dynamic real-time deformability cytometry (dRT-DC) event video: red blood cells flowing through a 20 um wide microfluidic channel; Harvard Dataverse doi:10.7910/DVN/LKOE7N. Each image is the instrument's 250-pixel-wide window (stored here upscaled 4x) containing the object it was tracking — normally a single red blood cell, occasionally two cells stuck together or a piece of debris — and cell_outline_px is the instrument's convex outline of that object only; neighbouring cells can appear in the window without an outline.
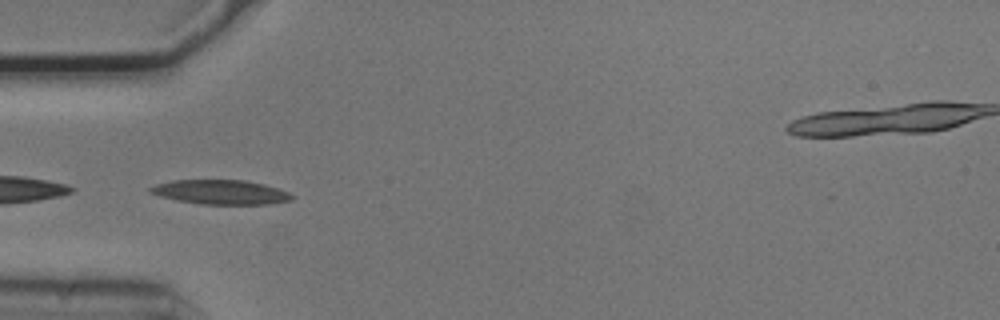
{"species": "common noctule bat (a hibernating species)", "species_latin": "Nyctalus noctula", "temperature_condition": "cold", "stored_images_in_passage": 43, "camera_frame_rate_fps": 3000, "um_per_image_px": 0.085, "animal": {"sex": "male", "body_mass_g": 20.5, "forearm_length_mm": 52.5}, "frame": {"image": 1, "passage_image": 8, "time_ms": 2.333, "image_size_px": [1000, 320], "cell_outline_px": [[296, 196], [292, 200], [268, 204], [200, 204], [176, 200], [160, 196], [148, 192], [148, 188], [156, 184], [172, 180], [244, 180], [264, 184], [288, 192]], "centroid_in_image_um": [18.74, 16.33], "position_along_channel_um": 66.3, "area_um2": 20.17}}
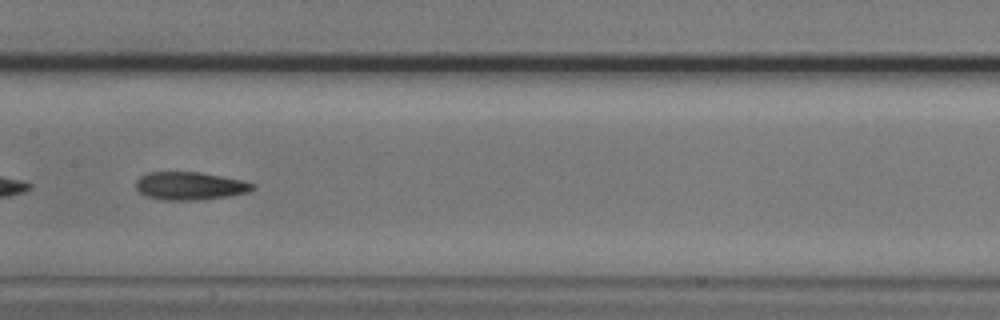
{"frame": {"image": 2, "passage_image": 18, "time_ms": 5.667, "image_size_px": [1000, 320], "cell_outline_px": [[256, 188], [248, 192], [228, 196], [200, 200], [164, 200], [144, 196], [136, 188], [136, 180], [140, 176], [148, 172], [200, 172], [244, 180], [256, 184]], "centroid_in_image_um": [16.16, 15.8], "position_along_channel_um": 191.2, "area_um2": 19.25}}
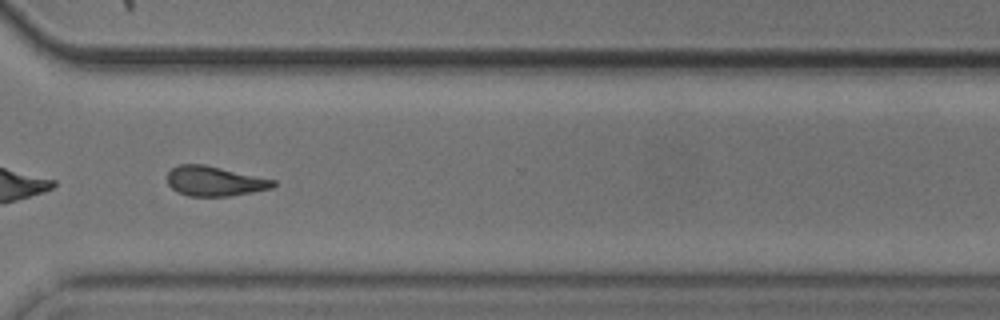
{"frame": {"image": 3, "passage_image": 31, "time_ms": 10.0, "image_size_px": [1000, 320], "cell_outline_px": [[276, 184], [272, 188], [252, 192], [228, 196], [188, 196], [176, 192], [168, 184], [168, 172], [172, 168], [180, 164], [204, 164], [276, 180]], "centroid_in_image_um": [18.23, 15.4], "position_along_channel_um": 352.4, "area_um2": 18.38}, "authors_computed_cell_mechanics": {"area_um2": 18.9584, "velocity_mm_per_s": 3.7266, "shape_relaxation_time_tau1_ms": 3.7665, "shape_relaxation_time_tau2_ms": 4.2202, "deformation_change_tau1": 0.1284, "deformation_change_tau2": 0.1343}}